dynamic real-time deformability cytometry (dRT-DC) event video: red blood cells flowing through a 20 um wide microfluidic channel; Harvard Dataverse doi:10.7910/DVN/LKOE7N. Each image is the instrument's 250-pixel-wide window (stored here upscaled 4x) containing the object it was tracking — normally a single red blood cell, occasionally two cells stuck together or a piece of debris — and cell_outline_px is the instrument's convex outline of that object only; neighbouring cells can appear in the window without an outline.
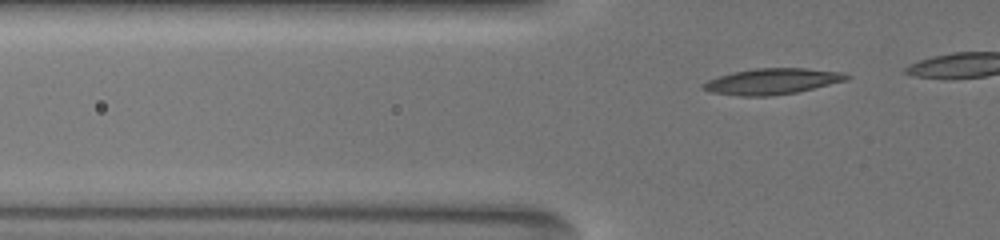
{"species": "common noctule bat (a hibernating species)", "species_latin": "Nyctalus noctula", "temperature_condition": "warm", "stored_images_in_passage": 24, "camera_frame_rate_fps": 3000, "um_per_image_px": 0.085, "animal": {"sex": "female", "body_mass_g": 19.5, "forearm_length_mm": 54.1}, "frame": {"image": 1, "passage_image": 5, "time_ms": 1.333, "image_size_px": [1000, 240], "cell_outline_px": [[852, 76], [844, 80], [796, 92], [768, 96], [740, 96], [712, 92], [704, 88], [704, 84], [708, 80], [732, 72], [756, 68], [804, 68], [844, 72]], "centroid_in_image_um": [65.65, 6.9], "position_along_channel_um": 60.2, "area_um2": 21.21}}
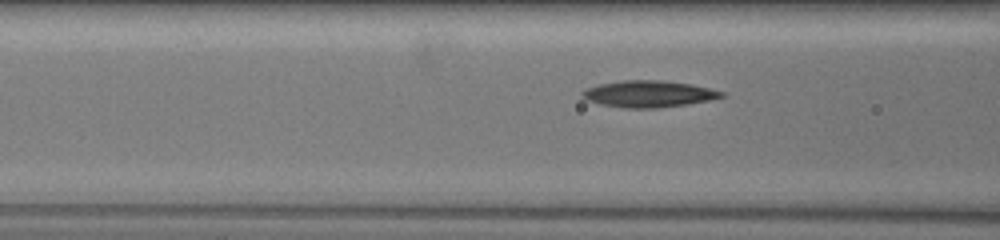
{"frame": {"image": 2, "passage_image": 14, "time_ms": 3.0, "image_size_px": [1000, 240], "cell_outline_px": [[724, 96], [708, 100], [688, 104], [660, 108], [624, 108], [600, 104], [588, 100], [580, 96], [580, 92], [584, 88], [600, 84], [624, 80], [660, 80], [692, 84], [724, 92]], "centroid_in_image_um": [55.08, 7.98], "position_along_channel_um": 111.5, "area_um2": 21.62}}
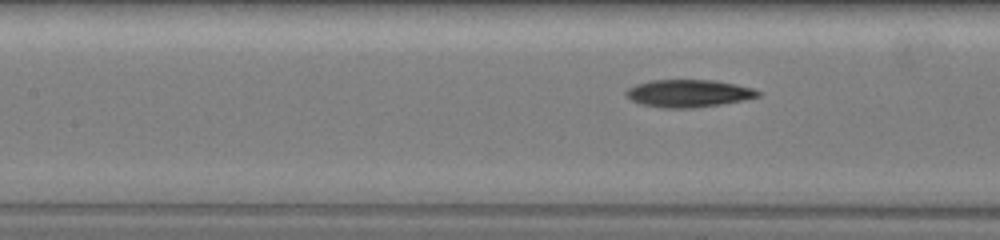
{"frame": {"image": 3, "passage_image": 19, "time_ms": 4.0, "image_size_px": [1000, 240], "cell_outline_px": [[760, 96], [720, 104], [692, 108], [664, 108], [640, 104], [624, 96], [624, 92], [628, 88], [636, 84], [652, 80], [716, 80], [736, 84], [752, 88], [760, 92]], "centroid_in_image_um": [58.47, 7.93], "position_along_channel_um": 148.9, "area_um2": 21.1}}